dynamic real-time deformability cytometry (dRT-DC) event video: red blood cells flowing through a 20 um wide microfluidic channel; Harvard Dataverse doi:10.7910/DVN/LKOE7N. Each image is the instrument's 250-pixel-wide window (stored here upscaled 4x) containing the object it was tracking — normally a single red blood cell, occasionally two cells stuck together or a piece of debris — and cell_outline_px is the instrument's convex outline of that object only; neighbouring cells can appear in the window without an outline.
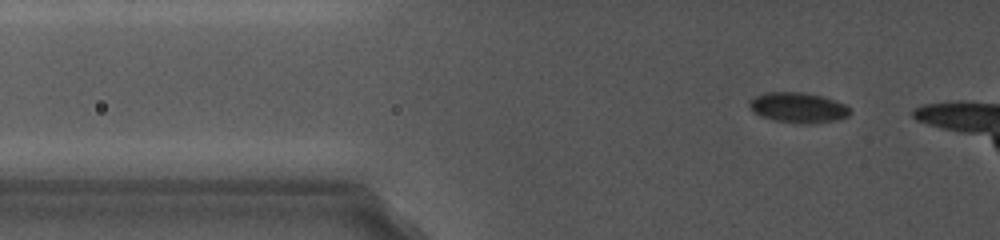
{"species": "common noctule bat (a hibernating species)", "species_latin": "Nyctalus noctula", "temperature_condition": "cold", "stored_images_in_passage": 56, "camera_frame_rate_fps": 5000, "um_per_image_px": 0.085, "animal": {"sex": "female", "body_mass_g": 19.0, "forearm_length_mm": 56.7}, "frame": {"image": 1, "passage_image": 8, "time_ms": 1.4, "image_size_px": [1000, 240], "cell_outline_px": [[852, 112], [848, 116], [836, 120], [776, 120], [760, 116], [748, 104], [748, 100], [764, 92], [800, 92], [824, 96], [848, 104], [852, 108]], "centroid_in_image_um": [67.88, 9.07], "position_along_channel_um": 57.9, "area_um2": 16.99}}
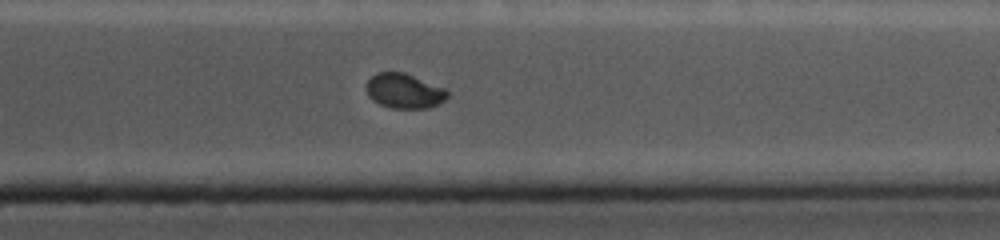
{"frame": {"image": 2, "passage_image": 50, "time_ms": 10.8, "image_size_px": [1000, 240], "cell_outline_px": [[448, 96], [444, 100], [428, 108], [392, 108], [380, 104], [368, 92], [368, 80], [372, 76], [380, 72], [400, 72], [412, 76], [444, 88], [448, 92]], "centroid_in_image_um": [34.39, 7.74], "position_along_channel_um": 377.0, "area_um2": 15.72}}
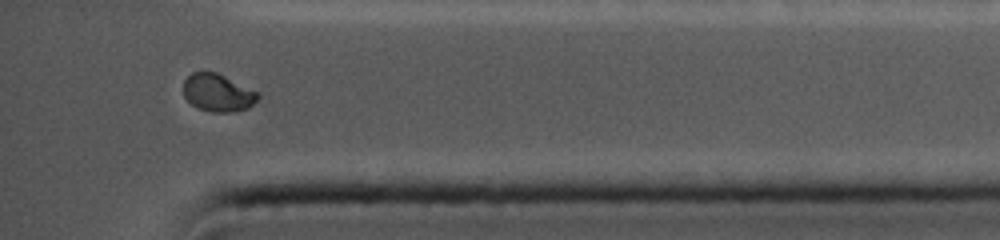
{"frame": {"image": 3, "passage_image": 55, "time_ms": 11.8, "image_size_px": [1000, 240], "cell_outline_px": [[260, 96], [248, 108], [232, 112], [208, 112], [196, 108], [184, 96], [184, 80], [192, 72], [216, 72], [256, 92]], "centroid_in_image_um": [18.47, 7.9], "position_along_channel_um": 416.7, "area_um2": 16.07}}